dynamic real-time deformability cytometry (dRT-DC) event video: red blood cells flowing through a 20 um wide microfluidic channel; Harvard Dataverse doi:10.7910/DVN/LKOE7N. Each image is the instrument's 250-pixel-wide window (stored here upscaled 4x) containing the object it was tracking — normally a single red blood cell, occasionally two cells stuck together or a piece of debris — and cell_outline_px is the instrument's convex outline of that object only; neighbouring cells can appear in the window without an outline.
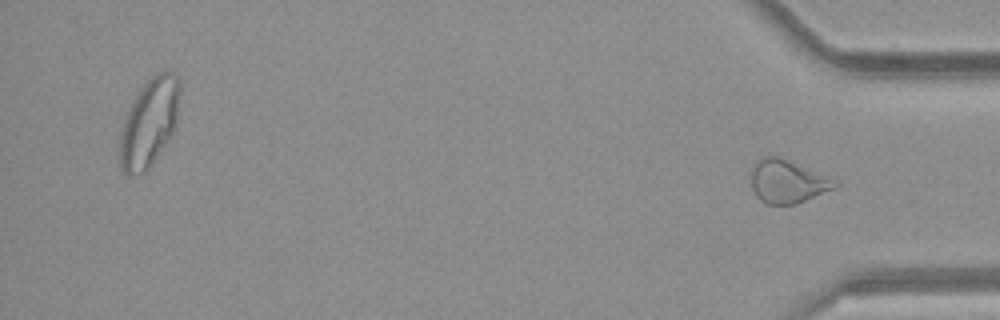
{"species": "common noctule bat (a hibernating species)", "species_latin": "Nyctalus noctula", "temperature_condition": "room temperature", "stored_images_in_passage": 39, "segment_of_instrument_passage": [2, 2], "camera_frame_rate_fps": 3000, "um_per_image_px": 0.085, "animal": {"sex": "female", "body_mass_g": 21.9}, "frame": {"image": 1, "passage_image": 39, "time_ms": 12.667, "image_size_px": [1000, 320], "cell_outline_px": [[840, 184], [836, 188], [796, 204], [768, 204], [760, 200], [756, 196], [752, 188], [752, 168], [756, 160], [764, 156], [776, 156], [788, 160], [836, 180]], "centroid_in_image_um": [66.93, 15.43], "position_along_channel_um": 368.3, "area_um2": 20.92}}